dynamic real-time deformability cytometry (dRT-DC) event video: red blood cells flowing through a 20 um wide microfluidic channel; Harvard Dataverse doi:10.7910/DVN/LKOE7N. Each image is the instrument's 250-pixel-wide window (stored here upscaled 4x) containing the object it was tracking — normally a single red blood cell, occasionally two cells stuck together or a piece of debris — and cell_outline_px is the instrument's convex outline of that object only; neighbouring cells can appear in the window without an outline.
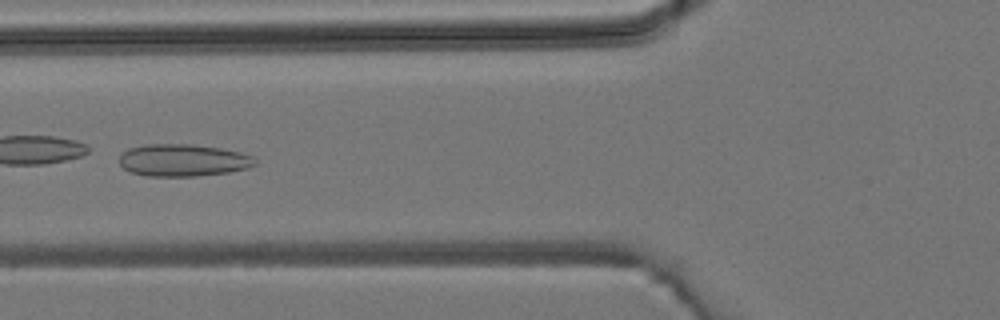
{"species": "common noctule bat (a hibernating species)", "species_latin": "Nyctalus noctula", "temperature_condition": "room temperature", "stored_images_in_passage": 5, "camera_frame_rate_fps": 3000, "um_per_image_px": 0.085, "animal": {"sex": "male", "body_mass_g": 19.2, "forearm_length_mm": 51.8}, "frame": {"image": 1, "passage_image": 4, "time_ms": 3.667, "image_size_px": [1000, 320], "cell_outline_px": [[256, 164], [248, 168], [228, 172], [196, 176], [148, 176], [132, 172], [124, 168], [120, 164], [120, 156], [128, 148], [144, 144], [192, 144], [220, 148], [240, 152], [252, 156], [256, 160]], "centroid_in_image_um": [15.56, 13.61], "position_along_channel_um": 110.2, "area_um2": 25.43}}
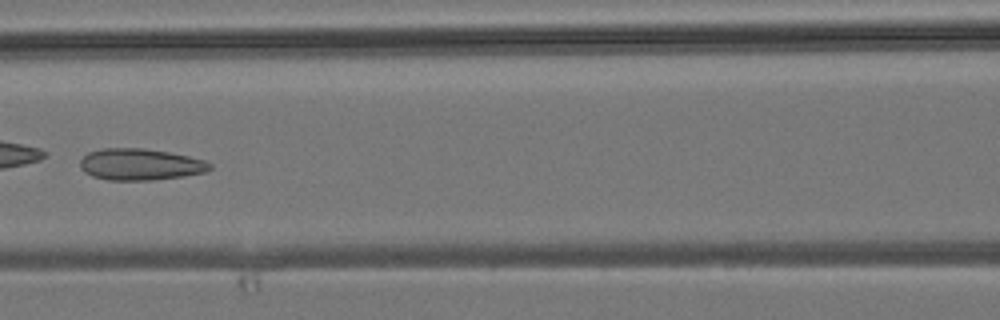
{"frame": {"image": 2, "passage_image": 5, "time_ms": 4.667, "image_size_px": [1000, 320], "cell_outline_px": [[212, 168], [204, 172], [184, 176], [152, 180], [108, 180], [92, 176], [84, 172], [80, 168], [80, 160], [88, 152], [100, 148], [144, 148], [168, 152], [188, 156], [204, 160], [212, 164]], "centroid_in_image_um": [11.89, 13.97], "position_along_channel_um": 154.7, "area_um2": 23.93}}